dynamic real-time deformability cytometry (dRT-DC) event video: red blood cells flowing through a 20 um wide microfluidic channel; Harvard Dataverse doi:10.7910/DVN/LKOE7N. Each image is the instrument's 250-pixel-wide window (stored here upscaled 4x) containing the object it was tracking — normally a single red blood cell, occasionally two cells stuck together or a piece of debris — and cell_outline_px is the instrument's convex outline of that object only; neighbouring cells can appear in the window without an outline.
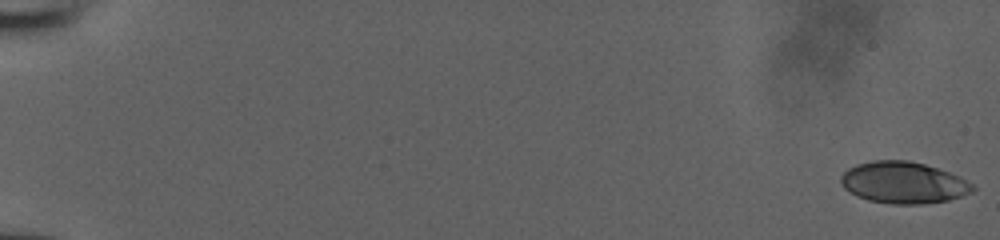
{"species": "human", "species_latin": "Homo sapiens", "temperature_condition": "room temperature", "stored_images_in_passage": 40, "camera_frame_rate_fps": 3000, "um_per_image_px": 0.085, "donor": {"sex": "male"}, "frame": {"image": 1, "passage_image": 1, "time_ms": 0.0, "image_size_px": [1000, 240], "cell_outline_px": [[976, 188], [972, 192], [948, 200], [920, 204], [892, 204], [868, 200], [856, 196], [844, 188], [840, 180], [840, 176], [848, 168], [856, 164], [872, 160], [908, 160], [924, 164], [960, 176], [972, 184]], "centroid_in_image_um": [76.77, 15.52], "position_along_channel_um": 8.2, "area_um2": 31.96}}
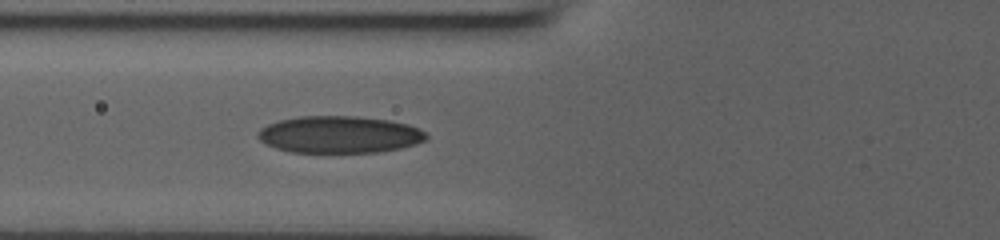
{"frame": {"image": 2, "passage_image": 23, "time_ms": 7.333, "image_size_px": [1000, 240], "cell_outline_px": [[428, 136], [424, 140], [416, 144], [400, 148], [380, 152], [292, 152], [276, 148], [260, 140], [256, 136], [256, 132], [260, 128], [268, 124], [280, 120], [300, 116], [356, 116], [388, 120], [408, 124], [420, 128], [428, 132]], "centroid_in_image_um": [28.87, 11.43], "position_along_channel_um": 96.9, "area_um2": 36.41}}
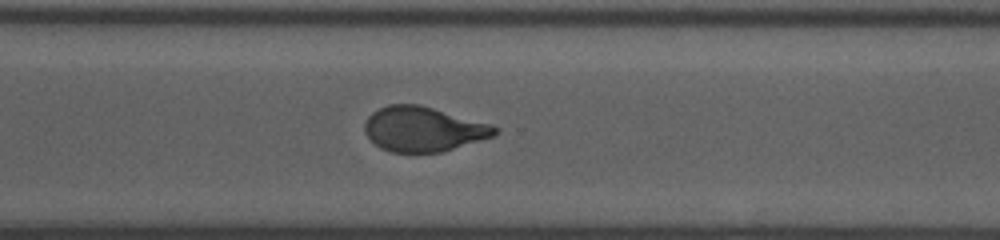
{"frame": {"image": 3, "passage_image": 40, "time_ms": 13.0, "image_size_px": [1000, 240], "cell_outline_px": [[500, 132], [492, 136], [440, 152], [392, 152], [380, 148], [364, 132], [364, 124], [368, 116], [372, 112], [388, 104], [420, 104], [492, 124], [500, 128]], "centroid_in_image_um": [35.98, 10.96], "position_along_channel_um": 334.6, "area_um2": 33.87}}